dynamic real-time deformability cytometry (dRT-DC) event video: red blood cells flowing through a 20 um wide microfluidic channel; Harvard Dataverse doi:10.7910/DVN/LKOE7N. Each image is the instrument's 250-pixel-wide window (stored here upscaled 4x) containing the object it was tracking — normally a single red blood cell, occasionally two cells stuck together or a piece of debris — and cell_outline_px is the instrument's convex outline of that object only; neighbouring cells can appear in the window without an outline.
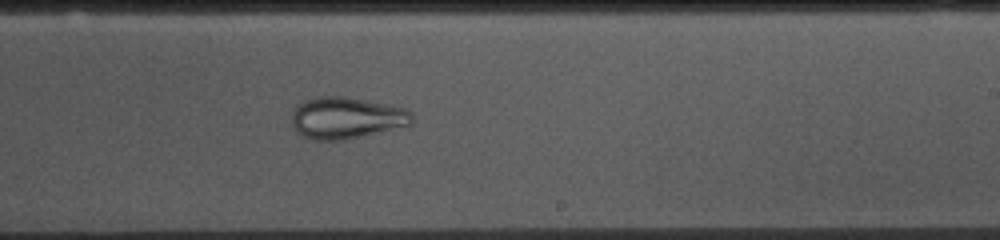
{"species": "common noctule bat (a hibernating species)", "species_latin": "Nyctalus noctula", "temperature_condition": "cold", "stored_images_in_passage": 53, "camera_frame_rate_fps": 3000, "um_per_image_px": 0.085, "animal": {"sex": "female", "body_mass_g": 10.0, "forearm_length_mm": 53.1}, "frame": {"image": 1, "passage_image": 31, "time_ms": 10.0, "image_size_px": [1000, 240], "cell_outline_px": [[412, 124], [408, 128], [344, 140], [316, 140], [304, 136], [296, 132], [292, 124], [292, 112], [300, 104], [316, 96], [344, 96], [388, 104], [408, 108], [412, 112]], "centroid_in_image_um": [29.55, 10.04], "position_along_channel_um": 259.5, "area_um2": 29.82}}